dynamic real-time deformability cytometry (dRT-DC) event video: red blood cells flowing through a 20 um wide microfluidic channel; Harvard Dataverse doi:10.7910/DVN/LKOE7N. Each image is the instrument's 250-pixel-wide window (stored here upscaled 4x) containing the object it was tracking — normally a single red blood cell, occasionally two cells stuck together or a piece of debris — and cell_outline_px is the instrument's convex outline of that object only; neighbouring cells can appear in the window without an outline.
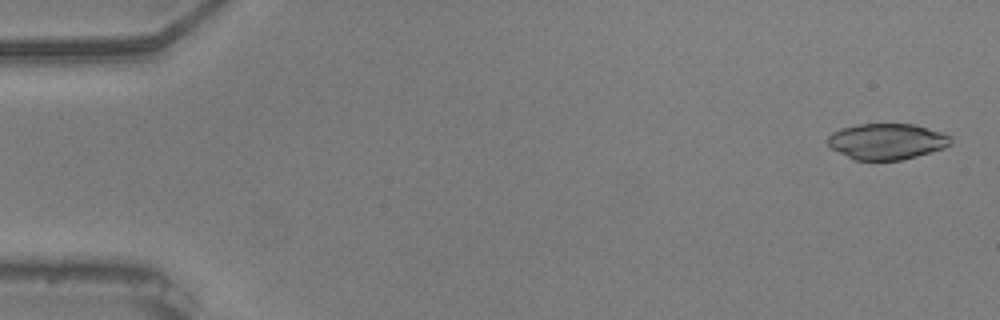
{"species": "common noctule bat (a hibernating species)", "species_latin": "Nyctalus noctula", "temperature_condition": "warm", "stored_images_in_passage": 55, "camera_frame_rate_fps": 3000, "um_per_image_px": 0.085, "animal": {"sex": "male", "body_mass_g": 20.5, "forearm_length_mm": 52.5}, "frame": {"image": 1, "passage_image": 2, "time_ms": 0.333, "image_size_px": [1000, 320], "cell_outline_px": [[952, 144], [944, 148], [916, 156], [900, 160], [856, 160], [832, 148], [828, 144], [828, 136], [832, 132], [840, 128], [860, 124], [916, 124], [952, 136]], "centroid_in_image_um": [75.41, 12.01], "position_along_channel_um": 9.6, "area_um2": 25.66}}
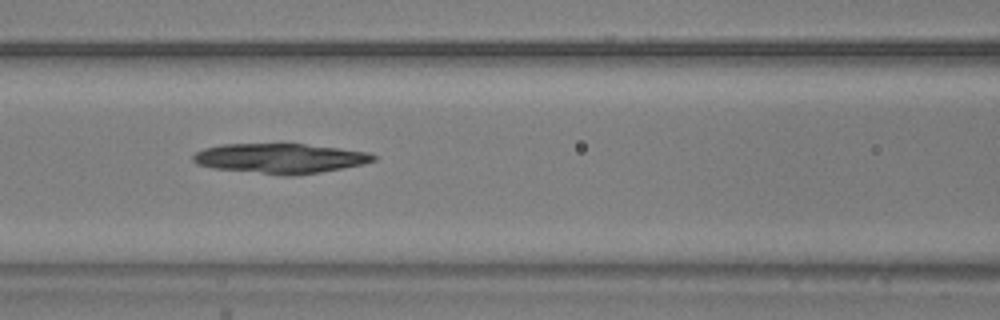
{"frame": {"image": 2, "passage_image": 24, "time_ms": 7.667, "image_size_px": [1000, 320], "cell_outline_px": [[376, 160], [364, 164], [320, 172], [292, 176], [284, 176], [212, 168], [196, 164], [192, 160], [192, 156], [196, 152], [204, 148], [220, 144], [304, 144], [368, 152], [376, 156]], "centroid_in_image_um": [23.77, 13.47], "position_along_channel_um": 142.8, "area_um2": 31.44}}
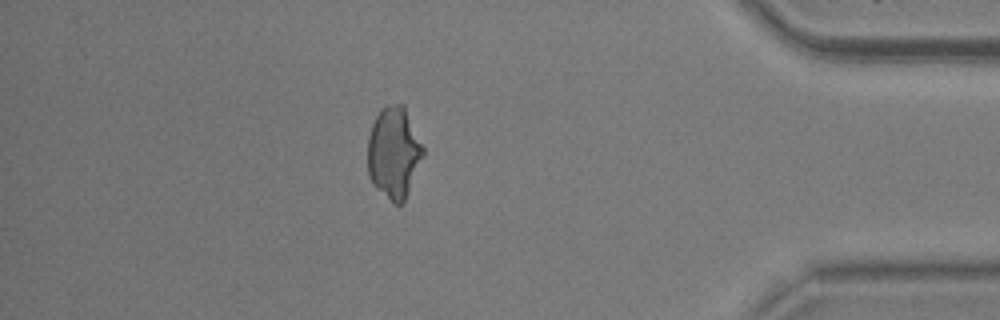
{"frame": {"image": 3, "passage_image": 48, "time_ms": 15.667, "image_size_px": [1000, 320], "cell_outline_px": [[424, 156], [404, 204], [396, 204], [376, 188], [372, 184], [368, 176], [368, 136], [372, 124], [380, 108], [384, 104], [404, 104], [424, 148]], "centroid_in_image_um": [33.48, 12.96], "position_along_channel_um": 401.7, "area_um2": 29.94}}